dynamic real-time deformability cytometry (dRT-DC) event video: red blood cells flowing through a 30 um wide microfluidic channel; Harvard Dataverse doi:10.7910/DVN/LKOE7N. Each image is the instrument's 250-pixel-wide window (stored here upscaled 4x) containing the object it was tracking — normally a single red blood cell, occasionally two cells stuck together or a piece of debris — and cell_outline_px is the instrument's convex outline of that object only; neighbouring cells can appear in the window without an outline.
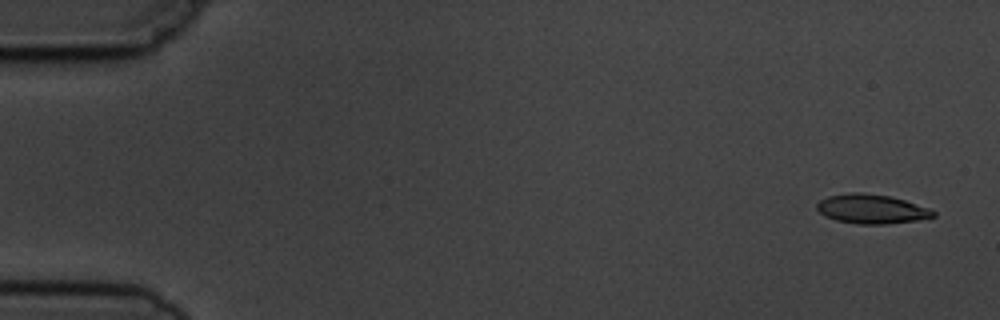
{"species": "common noctule bat (a hibernating species)", "species_latin": "Nyctalus noctula", "temperature_condition": "cold", "stored_images_in_passage": 5, "camera_frame_rate_fps": 3000, "um_per_image_px": 0.085, "animal": {"sex": "male", "body_mass_g": 19.5, "forearm_length_mm": 54.6}, "frame": {"image": 1, "passage_image": 1, "time_ms": 0.0, "image_size_px": [1000, 320], "cell_outline_px": [[936, 216], [916, 220], [888, 224], [856, 224], [836, 220], [824, 216], [816, 208], [816, 204], [820, 200], [828, 196], [852, 192], [864, 192], [888, 196], [904, 200], [928, 208], [936, 212]], "centroid_in_image_um": [74.05, 17.76], "position_along_channel_um": 10.9, "area_um2": 19.83}}
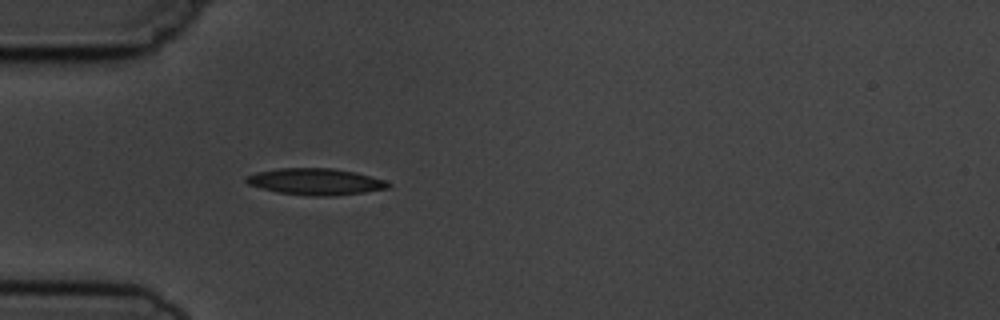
{"frame": {"image": 2, "passage_image": 5, "time_ms": 4.667, "image_size_px": [1000, 320], "cell_outline_px": [[392, 184], [388, 188], [364, 192], [332, 196], [312, 196], [280, 192], [248, 184], [244, 180], [244, 176], [256, 172], [280, 168], [332, 168], [356, 172], [384, 180]], "centroid_in_image_um": [26.82, 15.43], "position_along_channel_um": 58.2, "area_um2": 21.79}}